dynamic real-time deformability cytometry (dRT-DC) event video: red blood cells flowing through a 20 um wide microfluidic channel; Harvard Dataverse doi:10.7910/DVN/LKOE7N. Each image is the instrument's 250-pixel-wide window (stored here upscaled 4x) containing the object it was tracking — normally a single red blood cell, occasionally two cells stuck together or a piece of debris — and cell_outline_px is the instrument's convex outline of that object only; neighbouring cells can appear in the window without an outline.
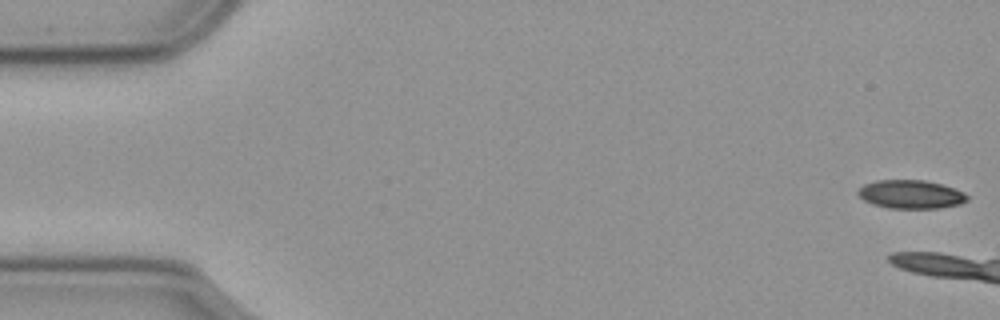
{"species": "common noctule bat (a hibernating species)", "species_latin": "Nyctalus noctula", "temperature_condition": "cold", "stored_images_in_passage": 12, "camera_frame_rate_fps": 3000, "um_per_image_px": 0.085, "animal": {"sex": "male", "body_mass_g": 23.1, "forearm_length_mm": 52.7}, "frame": {"image": 1, "passage_image": 1, "time_ms": 0.0, "image_size_px": [1000, 320], "cell_outline_px": [[968, 200], [960, 204], [940, 208], [888, 208], [872, 204], [864, 200], [856, 192], [864, 184], [876, 180], [924, 180], [940, 184], [964, 192], [968, 196]], "centroid_in_image_um": [77.41, 16.52], "position_along_channel_um": 7.6, "area_um2": 18.09}}